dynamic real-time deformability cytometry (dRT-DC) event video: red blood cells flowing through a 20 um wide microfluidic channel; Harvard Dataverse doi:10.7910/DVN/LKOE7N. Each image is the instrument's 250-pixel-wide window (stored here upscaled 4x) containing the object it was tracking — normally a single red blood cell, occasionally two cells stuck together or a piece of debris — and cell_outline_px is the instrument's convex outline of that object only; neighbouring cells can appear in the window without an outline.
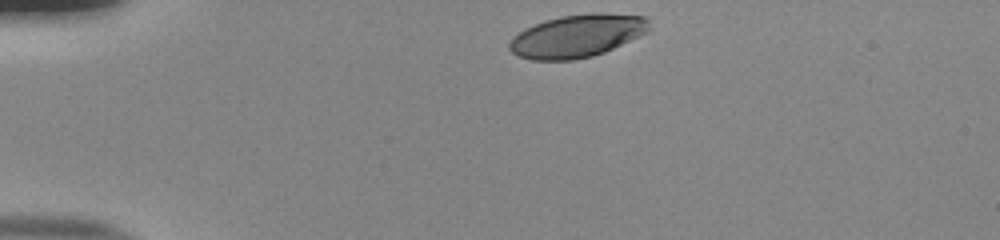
{"species": "human", "species_latin": "Homo sapiens", "temperature_condition": "room temperature", "stored_images_in_passage": 34, "camera_frame_rate_fps": 3000, "um_per_image_px": 0.085, "donor": {"sex": "male"}, "frame": {"image": 1, "passage_image": 1, "time_ms": 0.0, "image_size_px": [1000, 240], "cell_outline_px": [[652, 28], [648, 32], [640, 36], [604, 52], [592, 56], [572, 60], [532, 60], [516, 56], [508, 48], [508, 44], [512, 36], [524, 28], [544, 20], [560, 16], [592, 12], [604, 12], [648, 16], [652, 20]], "centroid_in_image_um": [49.1, 3.03], "position_along_channel_um": 35.9, "area_um2": 35.66}}
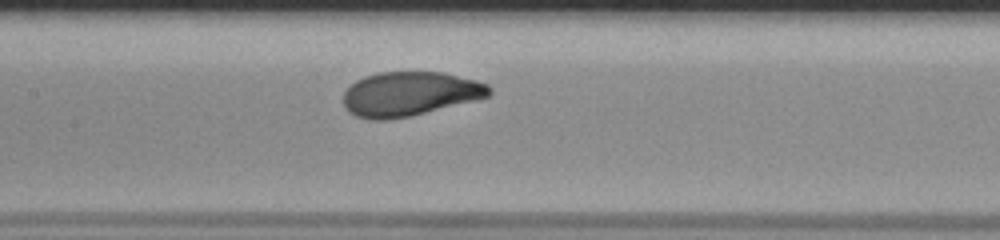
{"frame": {"image": 2, "passage_image": 16, "time_ms": 5.0, "image_size_px": [1000, 240], "cell_outline_px": [[492, 92], [488, 96], [476, 100], [408, 116], [388, 120], [372, 120], [356, 116], [348, 112], [344, 104], [344, 92], [356, 80], [364, 76], [380, 72], [444, 72], [476, 80], [488, 84], [492, 88]], "centroid_in_image_um": [34.83, 7.97], "position_along_channel_um": 172.6, "area_um2": 37.57}}
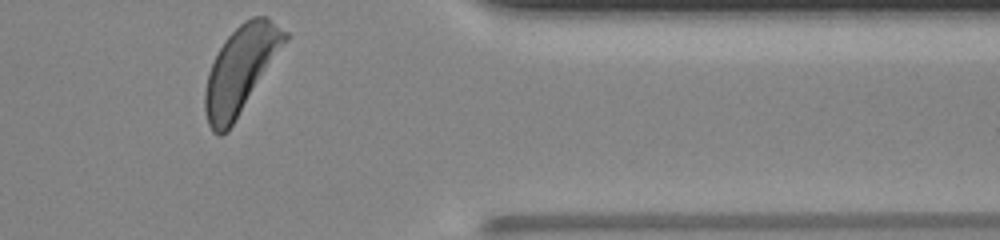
{"frame": {"image": 3, "passage_image": 34, "time_ms": 11.0, "image_size_px": [1000, 240], "cell_outline_px": [[288, 36], [228, 132], [220, 136], [212, 132], [208, 124], [204, 112], [204, 92], [208, 72], [224, 40], [244, 20], [252, 16], [268, 16], [288, 32]], "centroid_in_image_um": [20.4, 5.93], "position_along_channel_um": 391.0, "area_um2": 39.48}, "authors_computed_cell_mechanics": {"area_um2": 38.148, "velocity_mm_per_s": 3.8801, "shape_relaxation_time_tau1_ms": 2.9514, "shape_relaxation_time_tau2_ms": null, "deformation_change_tau1": 0.1536, "deformation_change_tau2": null}}